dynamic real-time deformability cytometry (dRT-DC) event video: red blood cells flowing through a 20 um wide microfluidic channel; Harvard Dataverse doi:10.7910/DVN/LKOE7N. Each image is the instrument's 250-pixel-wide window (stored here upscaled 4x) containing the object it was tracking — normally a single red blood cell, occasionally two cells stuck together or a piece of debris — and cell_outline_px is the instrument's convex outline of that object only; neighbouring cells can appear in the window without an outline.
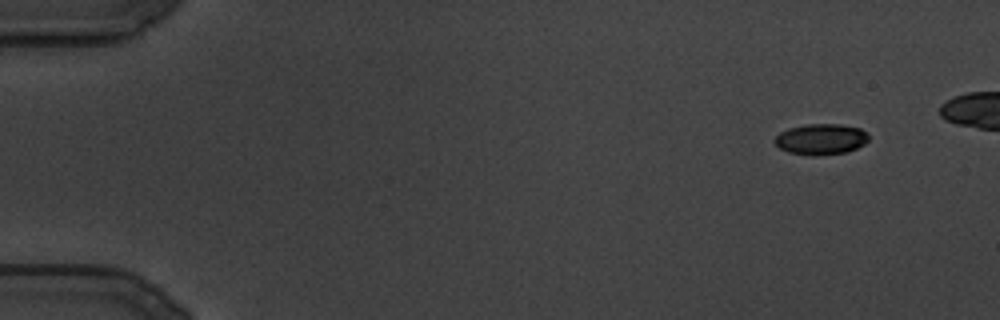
{"species": "common noctule bat (a hibernating species)", "species_latin": "Nyctalus noctula", "temperature_condition": "cold", "stored_images_in_passage": 26, "camera_frame_rate_fps": 3000, "um_per_image_px": 0.085, "animal": {"sex": "male", "body_mass_g": 19.5, "forearm_length_mm": 54.6}, "frame": {"image": 1, "passage_image": 1, "time_ms": 0.0, "image_size_px": [1000, 320], "cell_outline_px": [[868, 140], [864, 144], [848, 152], [816, 156], [812, 156], [788, 152], [780, 148], [772, 140], [780, 132], [788, 128], [808, 124], [840, 124], [860, 128], [868, 136]], "centroid_in_image_um": [69.76, 11.84], "position_along_channel_um": 15.2, "area_um2": 16.94}}